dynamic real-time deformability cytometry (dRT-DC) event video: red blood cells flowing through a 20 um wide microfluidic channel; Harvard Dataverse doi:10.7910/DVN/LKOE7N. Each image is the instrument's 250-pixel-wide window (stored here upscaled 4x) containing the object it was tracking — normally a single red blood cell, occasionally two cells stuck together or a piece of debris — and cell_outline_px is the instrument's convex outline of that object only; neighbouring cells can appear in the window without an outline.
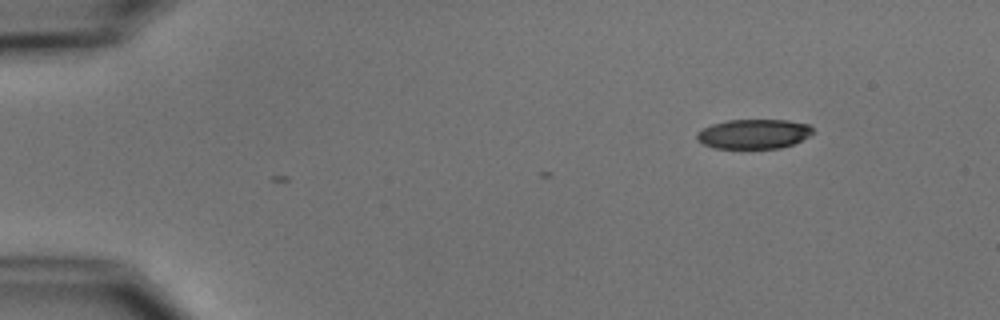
{"species": "common noctule bat (a hibernating species)", "species_latin": "Nyctalus noctula", "temperature_condition": "cold", "stored_images_in_passage": 4, "camera_frame_rate_fps": 3000, "um_per_image_px": 0.085, "animal": {"sex": "male", "body_mass_g": 15.6}, "frame": {"image": 1, "passage_image": 4, "time_ms": 3.333, "image_size_px": [1000, 320], "cell_outline_px": [[812, 132], [808, 136], [792, 144], [780, 148], [712, 148], [696, 140], [696, 132], [712, 124], [728, 120], [788, 120], [808, 124], [812, 128]], "centroid_in_image_um": [64.02, 11.38], "position_along_channel_um": 21.0, "area_um2": 19.88}}